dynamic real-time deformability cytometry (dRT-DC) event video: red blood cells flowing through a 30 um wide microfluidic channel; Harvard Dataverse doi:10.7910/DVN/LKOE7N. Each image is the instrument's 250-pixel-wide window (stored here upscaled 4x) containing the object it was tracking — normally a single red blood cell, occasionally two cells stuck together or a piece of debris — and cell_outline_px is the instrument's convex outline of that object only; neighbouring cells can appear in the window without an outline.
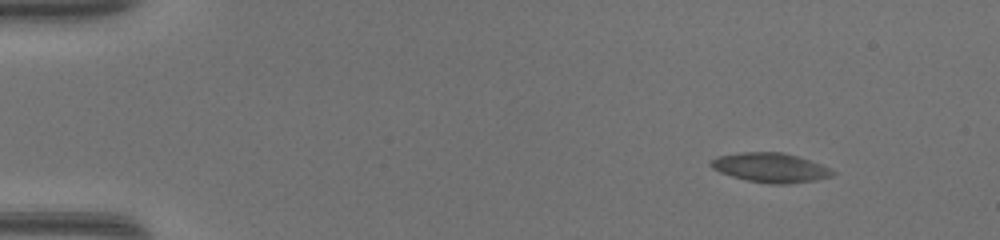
{"species": "common noctule bat (a hibernating species)", "species_latin": "Nyctalus noctula", "temperature_condition": "warm", "stored_images_in_passage": 21, "camera_frame_rate_fps": 3000, "um_per_image_px": 0.085, "animal": {"sex": "female", "body_mass_g": 17.0, "forearm_length_mm": 48.0}, "frame": {"image": 1, "passage_image": 1, "time_ms": 0.0, "image_size_px": [1000, 240], "cell_outline_px": [[836, 172], [832, 176], [816, 180], [788, 184], [768, 184], [748, 180], [732, 176], [720, 172], [712, 168], [708, 164], [716, 156], [740, 152], [784, 152], [820, 164]], "centroid_in_image_um": [65.46, 14.25], "position_along_channel_um": 19.5, "area_um2": 20.81}}
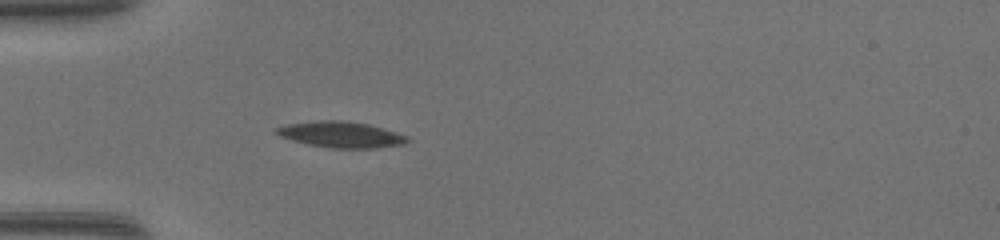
{"frame": {"image": 2, "passage_image": 11, "time_ms": 3.333, "image_size_px": [1000, 240], "cell_outline_px": [[412, 140], [404, 144], [376, 148], [332, 148], [308, 144], [292, 140], [280, 136], [276, 132], [276, 128], [284, 124], [316, 120], [344, 120], [368, 124], [384, 128], [408, 136]], "centroid_in_image_um": [29.01, 11.43], "position_along_channel_um": 56.0, "area_um2": 20.0}}
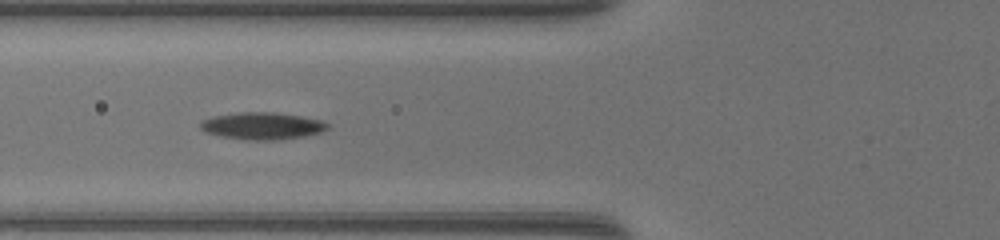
{"frame": {"image": 3, "passage_image": 15, "time_ms": 4.667, "image_size_px": [1000, 240], "cell_outline_px": [[332, 124], [328, 128], [320, 132], [304, 136], [276, 140], [248, 140], [220, 136], [204, 132], [200, 128], [200, 120], [216, 116], [240, 112], [272, 112], [300, 116], [324, 120]], "centroid_in_image_um": [22.31, 10.7], "position_along_channel_um": 103.5, "area_um2": 20.17}}